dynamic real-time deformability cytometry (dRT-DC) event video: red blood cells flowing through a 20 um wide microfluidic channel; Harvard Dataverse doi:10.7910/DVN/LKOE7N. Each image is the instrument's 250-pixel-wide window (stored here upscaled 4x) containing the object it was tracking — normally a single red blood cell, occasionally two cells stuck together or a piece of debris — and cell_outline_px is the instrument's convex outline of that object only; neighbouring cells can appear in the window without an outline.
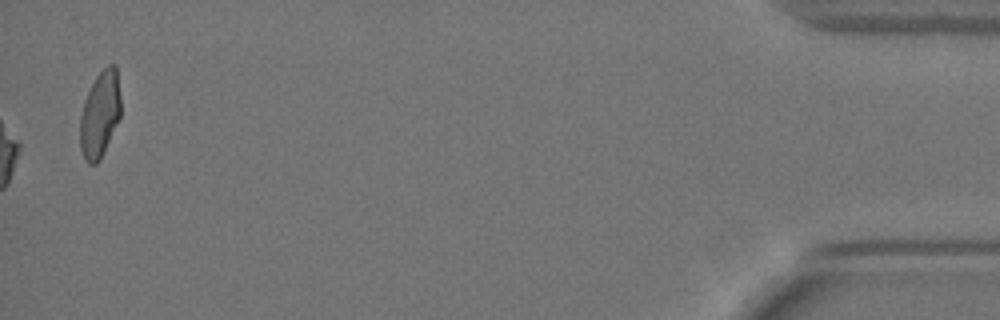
{"species": "Egyptian fruit bat (a non-hibernating species)", "species_latin": "Rousettus aegyptiacus", "temperature_condition": "warm", "stored_images_in_passage": 37, "camera_frame_rate_fps": 3000, "um_per_image_px": 0.085, "animal": {"sex": "female"}, "frame": {"image": 1, "passage_image": 37, "time_ms": 12.0, "image_size_px": [1000, 320], "cell_outline_px": [[120, 120], [100, 160], [96, 164], [88, 164], [84, 160], [80, 148], [80, 116], [84, 100], [96, 76], [108, 64], [116, 64], [120, 96]], "centroid_in_image_um": [8.5, 9.75], "position_along_channel_um": 426.7, "area_um2": 20.69}}